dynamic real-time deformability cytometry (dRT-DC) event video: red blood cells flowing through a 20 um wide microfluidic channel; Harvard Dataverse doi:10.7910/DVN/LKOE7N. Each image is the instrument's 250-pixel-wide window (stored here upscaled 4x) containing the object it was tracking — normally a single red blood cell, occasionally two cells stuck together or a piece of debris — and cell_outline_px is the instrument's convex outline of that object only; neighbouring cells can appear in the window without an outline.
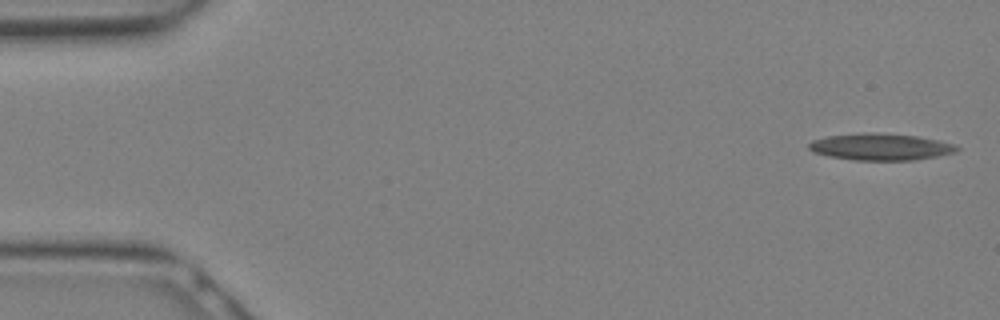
{"species": "Egyptian fruit bat (a non-hibernating species)", "species_latin": "Rousettus aegyptiacus", "temperature_condition": "warm", "stored_images_in_passage": 16, "camera_frame_rate_fps": 3000, "um_per_image_px": 0.085, "animal": {"sex": "female"}, "frame": {"image": 1, "passage_image": 1, "time_ms": 0.0, "image_size_px": [1000, 320], "cell_outline_px": [[960, 148], [956, 152], [936, 156], [912, 160], [856, 160], [828, 156], [812, 152], [808, 148], [808, 144], [812, 140], [828, 136], [860, 132], [876, 132], [916, 136], [956, 144]], "centroid_in_image_um": [74.82, 12.47], "position_along_channel_um": 10.2, "area_um2": 23.12}}
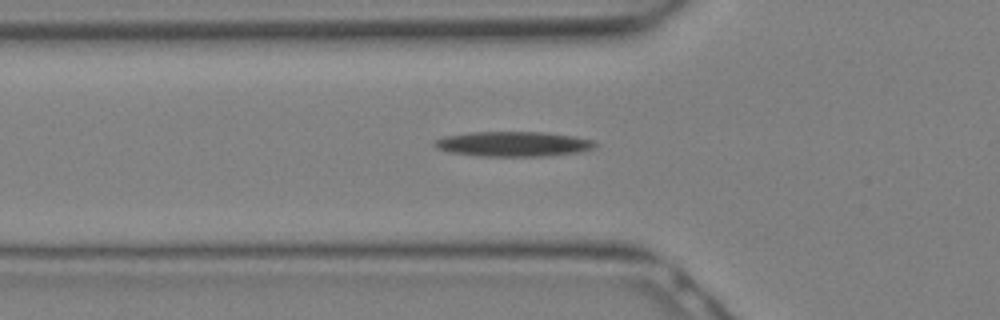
{"frame": {"image": 2, "passage_image": 10, "time_ms": 3.0, "image_size_px": [1000, 320], "cell_outline_px": [[600, 144], [596, 148], [580, 152], [544, 156], [480, 156], [448, 152], [436, 148], [432, 144], [436, 140], [444, 136], [472, 132], [544, 132], [572, 136], [592, 140]], "centroid_in_image_um": [43.64, 12.24], "position_along_channel_um": 82.2, "area_um2": 23.47}}
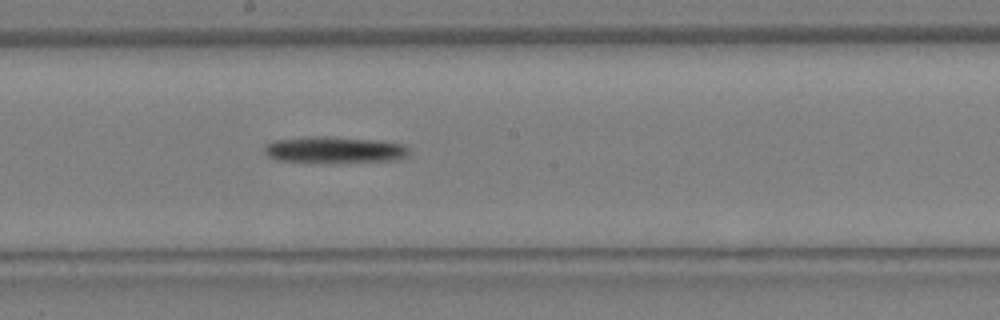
{"frame": {"image": 3, "passage_image": 16, "time_ms": 5.0, "image_size_px": [1000, 320], "cell_outline_px": [[408, 156], [396, 160], [276, 160], [268, 156], [264, 152], [264, 148], [268, 144], [276, 140], [304, 136], [328, 136], [384, 140], [404, 144], [408, 148]], "centroid_in_image_um": [28.46, 12.67], "position_along_channel_um": 219.7, "area_um2": 21.5}}